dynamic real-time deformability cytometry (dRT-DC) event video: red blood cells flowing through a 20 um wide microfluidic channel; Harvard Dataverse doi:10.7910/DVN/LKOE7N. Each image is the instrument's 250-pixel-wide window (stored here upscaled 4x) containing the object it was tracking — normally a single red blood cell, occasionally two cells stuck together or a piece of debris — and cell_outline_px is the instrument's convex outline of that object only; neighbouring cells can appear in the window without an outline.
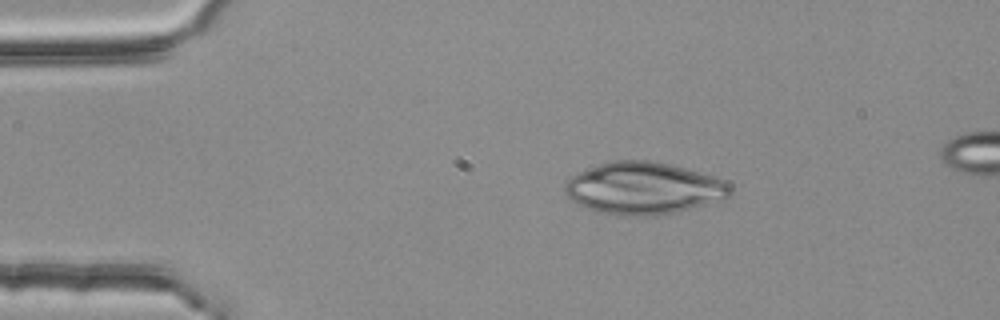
{"species": "common noctule bat (a hibernating species)", "species_latin": "Nyctalus noctula", "temperature_condition": "room temperature", "stored_images_in_passage": 4, "camera_frame_rate_fps": 3000, "um_per_image_px": 0.085, "animal": {"sex": "female", "body_mass_g": 25.1}, "frame": {"image": 1, "passage_image": 1, "time_ms": 0.0, "image_size_px": [1000, 320], "cell_outline_px": [[732, 192], [724, 200], [680, 212], [652, 216], [624, 216], [600, 212], [584, 208], [572, 200], [564, 192], [564, 188], [568, 180], [572, 176], [580, 172], [600, 164], [612, 160], [648, 160], [668, 164], [684, 168], [712, 176], [724, 180], [732, 184]], "centroid_in_image_um": [54.75, 16.02], "position_along_channel_um": 30.3, "area_um2": 50.4}}
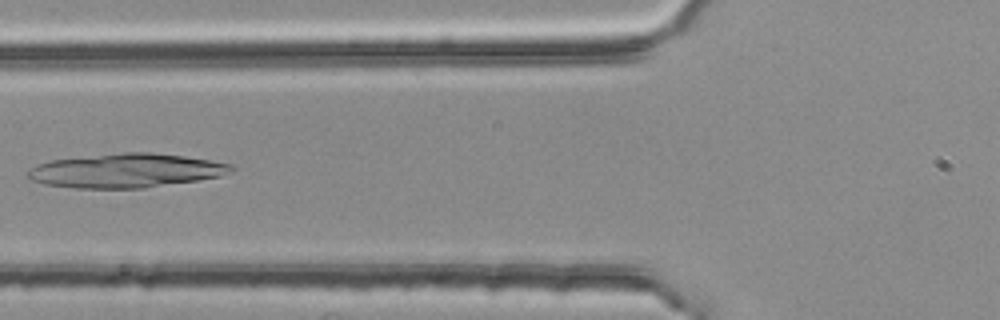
{"frame": {"image": 2, "passage_image": 4, "time_ms": 1.0, "image_size_px": [1000, 320], "cell_outline_px": [[236, 168], [232, 172], [220, 176], [196, 180], [144, 188], [76, 188], [44, 184], [32, 180], [24, 176], [28, 168], [36, 164], [48, 160], [124, 152], [152, 152], [184, 156], [232, 164]], "centroid_in_image_um": [10.66, 14.5], "position_along_channel_um": 115.1, "area_um2": 40.52}}